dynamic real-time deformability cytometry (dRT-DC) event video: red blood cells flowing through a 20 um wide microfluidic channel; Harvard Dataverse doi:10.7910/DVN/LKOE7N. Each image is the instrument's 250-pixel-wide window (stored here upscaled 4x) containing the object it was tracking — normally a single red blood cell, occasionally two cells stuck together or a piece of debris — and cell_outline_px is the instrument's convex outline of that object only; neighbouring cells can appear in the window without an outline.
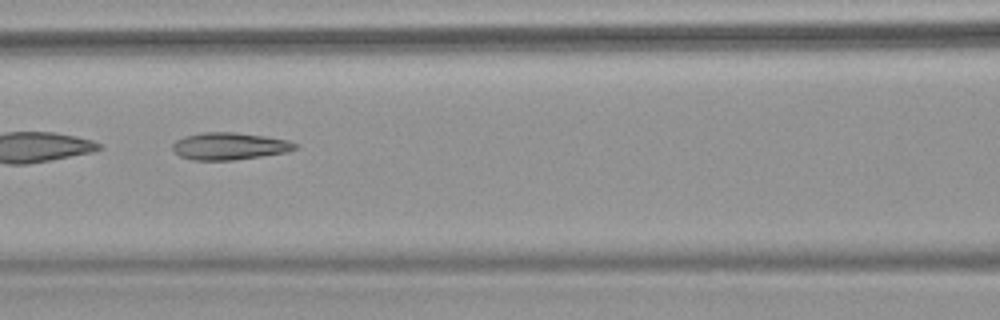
{"species": "common noctule bat (a hibernating species)", "species_latin": "Nyctalus noctula", "temperature_condition": "warm", "stored_images_in_passage": 11, "camera_frame_rate_fps": 3000, "um_per_image_px": 0.085, "animal": {"sex": "female", "body_mass_g": 18.4}, "frame": {"image": 1, "passage_image": 8, "time_ms": 2.333, "image_size_px": [1000, 320], "cell_outline_px": [[300, 144], [296, 148], [288, 152], [232, 160], [192, 160], [180, 156], [172, 148], [172, 144], [176, 140], [184, 136], [200, 132], [236, 132], [264, 136], [288, 140]], "centroid_in_image_um": [19.5, 12.41], "position_along_channel_um": 147.1, "area_um2": 19.48}}